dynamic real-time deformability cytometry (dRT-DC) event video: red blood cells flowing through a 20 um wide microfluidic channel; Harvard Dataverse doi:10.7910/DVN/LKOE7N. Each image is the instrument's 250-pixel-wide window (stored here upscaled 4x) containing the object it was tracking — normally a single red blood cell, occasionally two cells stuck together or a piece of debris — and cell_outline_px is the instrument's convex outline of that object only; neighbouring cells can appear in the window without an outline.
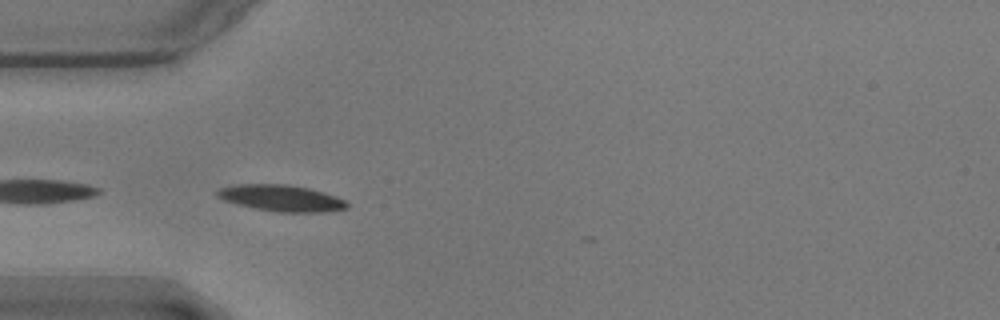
{"species": "common noctule bat (a hibernating species)", "species_latin": "Nyctalus noctula", "temperature_condition": "warm", "stored_images_in_passage": 9, "camera_frame_rate_fps": 3000, "um_per_image_px": 0.085, "animal": {"sex": "male", "body_mass_g": 17.9}, "frame": {"image": 1, "passage_image": 2, "time_ms": 0.333, "image_size_px": [1000, 320], "cell_outline_px": [[348, 208], [328, 212], [276, 212], [256, 208], [224, 200], [216, 196], [216, 192], [220, 188], [240, 184], [288, 184], [308, 188], [336, 196], [344, 200], [348, 204]], "centroid_in_image_um": [23.94, 16.84], "position_along_channel_um": 61.1, "area_um2": 19.77}}